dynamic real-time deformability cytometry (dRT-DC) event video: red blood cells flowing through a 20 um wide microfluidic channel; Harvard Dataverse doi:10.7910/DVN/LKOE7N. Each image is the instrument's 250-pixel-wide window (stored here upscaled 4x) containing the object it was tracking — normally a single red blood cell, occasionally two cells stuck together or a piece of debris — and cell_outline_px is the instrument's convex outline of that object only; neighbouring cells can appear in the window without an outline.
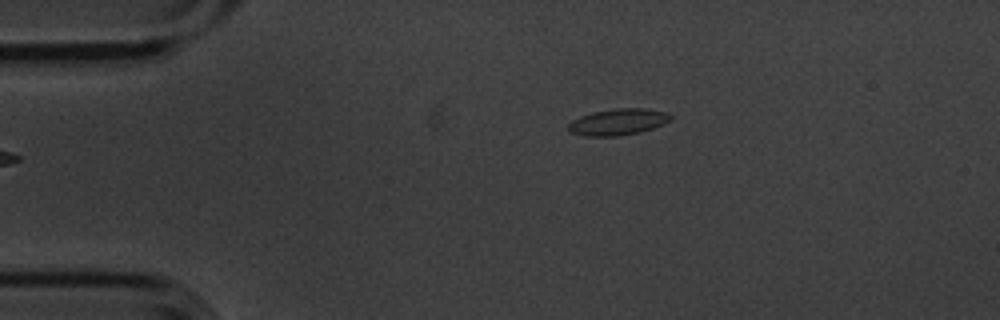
{"species": "common noctule bat (a hibernating species)", "species_latin": "Nyctalus noctula", "temperature_condition": "cold", "stored_images_in_passage": 2, "camera_frame_rate_fps": 3000, "um_per_image_px": 0.085, "animal": {"sex": "male", "body_mass_g": 20.1, "forearm_length_mm": 53.5}, "frame": {"image": 1, "passage_image": 1, "time_ms": 0.0, "image_size_px": [1000, 320], "cell_outline_px": [[672, 120], [664, 124], [640, 132], [616, 136], [584, 136], [568, 132], [568, 124], [572, 120], [580, 116], [592, 112], [616, 108], [644, 108], [668, 112], [672, 116]], "centroid_in_image_um": [52.53, 10.36], "position_along_channel_um": 32.5, "area_um2": 15.9}}